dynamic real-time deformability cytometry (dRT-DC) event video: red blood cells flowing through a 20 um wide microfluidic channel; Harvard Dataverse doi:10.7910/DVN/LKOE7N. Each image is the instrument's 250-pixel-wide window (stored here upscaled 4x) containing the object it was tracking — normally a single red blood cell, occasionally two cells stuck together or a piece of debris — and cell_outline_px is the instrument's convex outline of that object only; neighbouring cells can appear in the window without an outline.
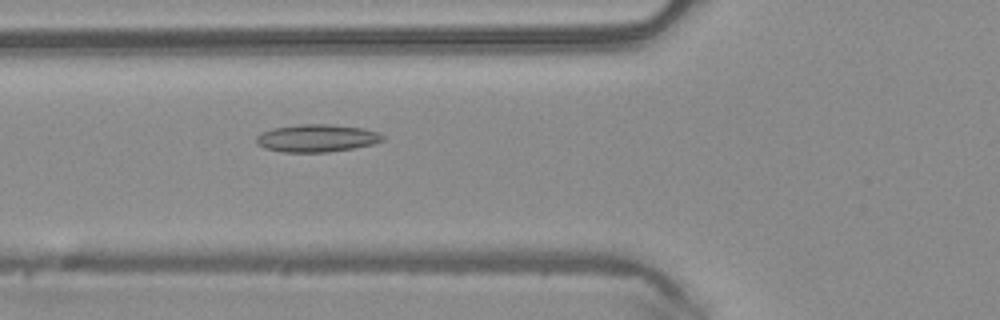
{"species": "common noctule bat (a hibernating species)", "species_latin": "Nyctalus noctula", "temperature_condition": "warm", "stored_images_in_passage": 50, "camera_frame_rate_fps": 3000, "um_per_image_px": 0.085, "animal": {"sex": "male", "body_mass_g": 20.4}, "frame": {"image": 1, "passage_image": 19, "time_ms": 6.0, "image_size_px": [1000, 320], "cell_outline_px": [[384, 140], [372, 144], [352, 148], [328, 152], [284, 152], [264, 148], [256, 144], [256, 136], [260, 132], [272, 128], [300, 124], [328, 124], [364, 128], [376, 132], [384, 136]], "centroid_in_image_um": [26.88, 11.74], "position_along_channel_um": 98.9, "area_um2": 20.35}}
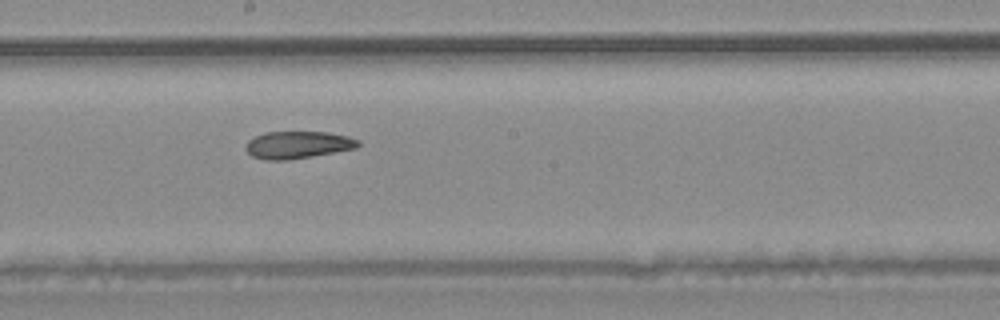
{"frame": {"image": 2, "passage_image": 28, "time_ms": 9.0, "image_size_px": [1000, 320], "cell_outline_px": [[360, 144], [356, 148], [312, 156], [288, 160], [264, 160], [252, 156], [244, 148], [248, 140], [264, 132], [328, 132], [348, 136], [360, 140]], "centroid_in_image_um": [25.3, 12.31], "position_along_channel_um": 222.9, "area_um2": 17.92}}
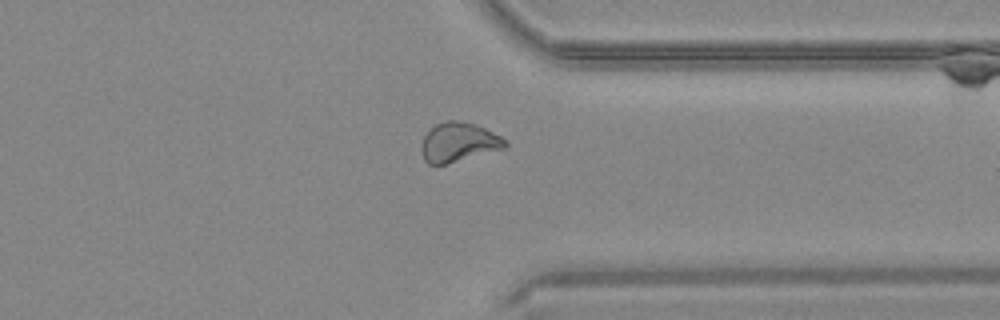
{"frame": {"image": 3, "passage_image": 39, "time_ms": 12.667, "image_size_px": [1000, 320], "cell_outline_px": [[508, 144], [504, 148], [448, 164], [428, 164], [424, 160], [420, 148], [424, 136], [436, 124], [444, 120], [464, 120], [484, 128], [500, 136]], "centroid_in_image_um": [38.95, 12.09], "position_along_channel_um": 372.5, "area_um2": 19.13}, "authors_computed_cell_mechanics": {"area_um2": 20.0277, "velocity_mm_per_s": 4.1256, "shape_relaxation_time_tau1_ms": null, "shape_relaxation_time_tau2_ms": 7.6079, "deformation_change_tau1": null, "deformation_change_tau2": 0.1549}}